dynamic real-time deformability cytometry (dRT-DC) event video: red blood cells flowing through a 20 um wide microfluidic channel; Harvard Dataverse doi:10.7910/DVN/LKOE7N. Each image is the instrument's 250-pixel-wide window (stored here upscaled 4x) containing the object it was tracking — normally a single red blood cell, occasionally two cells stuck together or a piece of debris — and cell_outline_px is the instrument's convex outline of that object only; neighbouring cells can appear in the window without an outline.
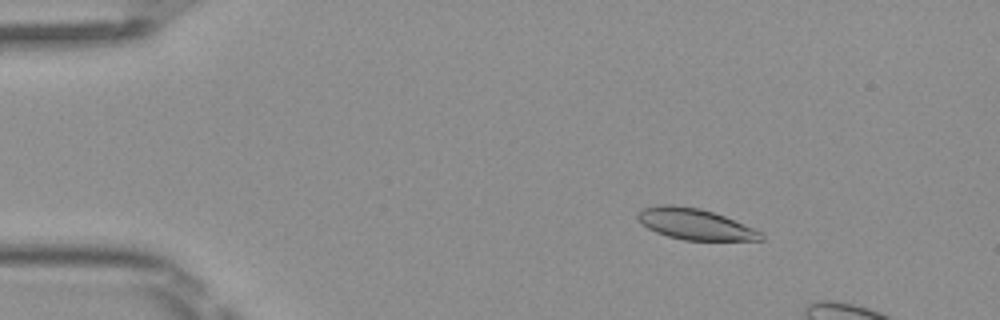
{"species": "Egyptian fruit bat (a non-hibernating species)", "species_latin": "Rousettus aegyptiacus", "temperature_condition": "room temperature", "stored_images_in_passage": 14, "camera_frame_rate_fps": 3000, "um_per_image_px": 0.085, "frame": {"image": 1, "passage_image": 8, "time_ms": 2.333, "image_size_px": [1000, 320], "cell_outline_px": [[764, 240], [684, 240], [668, 236], [656, 232], [648, 228], [636, 216], [636, 212], [640, 208], [656, 204], [672, 204], [700, 208], [724, 216], [764, 232]], "centroid_in_image_um": [59.06, 19.03], "position_along_channel_um": 25.9, "area_um2": 22.43}}